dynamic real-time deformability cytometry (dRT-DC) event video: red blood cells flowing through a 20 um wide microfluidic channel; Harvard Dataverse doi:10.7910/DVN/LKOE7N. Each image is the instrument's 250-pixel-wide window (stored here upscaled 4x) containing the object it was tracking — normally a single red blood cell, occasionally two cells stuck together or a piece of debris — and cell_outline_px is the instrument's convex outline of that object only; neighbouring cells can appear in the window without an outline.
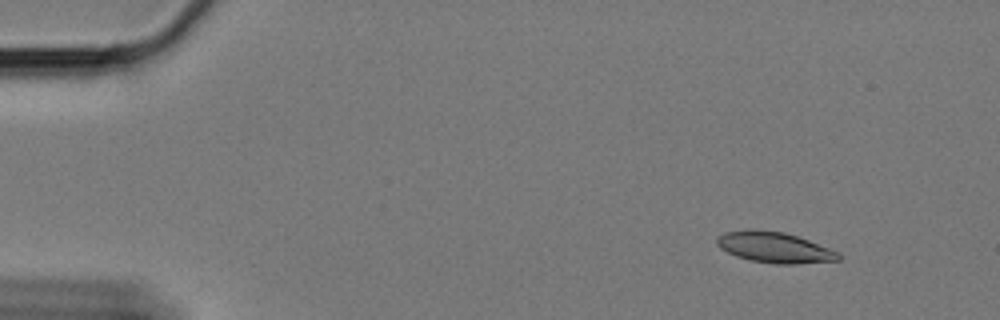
{"species": "Egyptian fruit bat (a non-hibernating species)", "species_latin": "Rousettus aegyptiacus", "temperature_condition": "cold", "stored_images_in_passage": 60, "camera_frame_rate_fps": 3000, "um_per_image_px": 0.085, "animal": {"sex": "female"}, "frame": {"image": 1, "passage_image": 6, "time_ms": 1.667, "image_size_px": [1000, 320], "cell_outline_px": [[840, 260], [792, 264], [776, 264], [752, 260], [736, 256], [720, 248], [716, 244], [716, 236], [724, 232], [748, 228], [756, 228], [784, 232], [808, 240], [840, 252]], "centroid_in_image_um": [65.79, 21.0], "position_along_channel_um": 19.2, "area_um2": 21.96}}
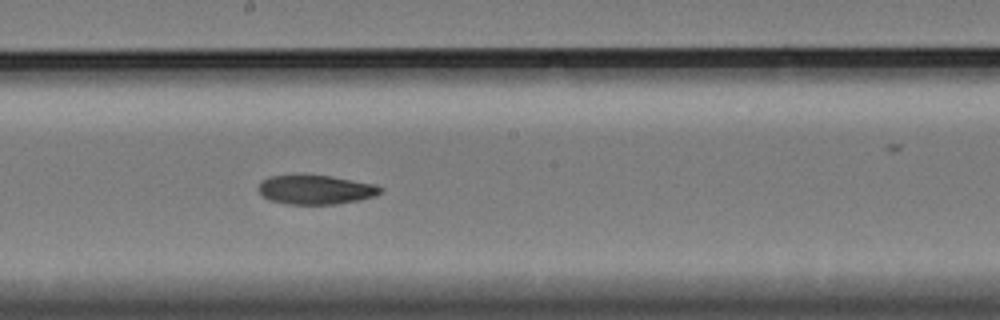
{"frame": {"image": 2, "passage_image": 33, "time_ms": 10.667, "image_size_px": [1000, 320], "cell_outline_px": [[384, 188], [376, 196], [360, 200], [336, 204], [284, 204], [268, 200], [256, 188], [264, 180], [272, 176], [332, 176], [376, 184]], "centroid_in_image_um": [26.88, 16.14], "position_along_channel_um": 221.3, "area_um2": 20.63}}
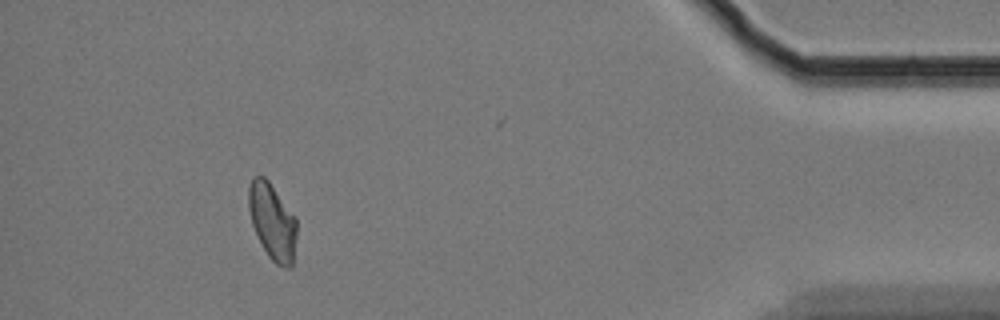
{"frame": {"image": 3, "passage_image": 55, "time_ms": 18.0, "image_size_px": [1000, 320], "cell_outline_px": [[296, 236], [292, 268], [284, 268], [276, 264], [268, 256], [256, 236], [252, 224], [248, 208], [248, 188], [252, 176], [264, 176], [268, 180], [296, 216]], "centroid_in_image_um": [23.14, 18.83], "position_along_channel_um": 412.1, "area_um2": 21.68}}